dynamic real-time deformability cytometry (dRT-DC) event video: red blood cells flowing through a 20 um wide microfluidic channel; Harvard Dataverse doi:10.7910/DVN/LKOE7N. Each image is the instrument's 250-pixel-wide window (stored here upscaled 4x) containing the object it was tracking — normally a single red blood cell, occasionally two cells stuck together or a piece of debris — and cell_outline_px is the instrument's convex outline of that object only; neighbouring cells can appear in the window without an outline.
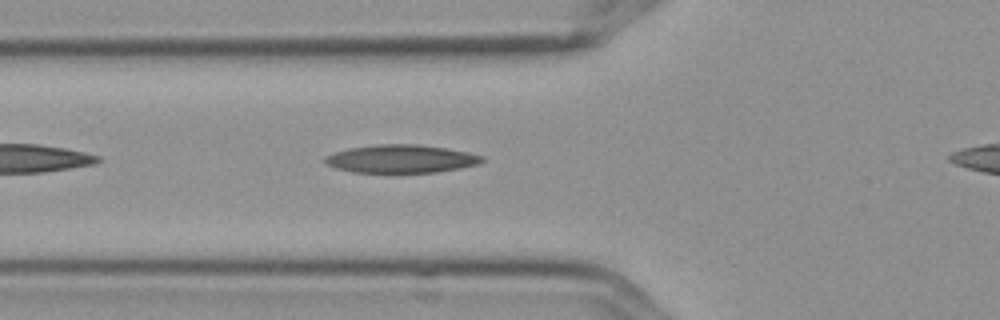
{"species": "Egyptian fruit bat (a non-hibernating species)", "species_latin": "Rousettus aegyptiacus", "temperature_condition": "cold", "stored_images_in_passage": 5, "camera_frame_rate_fps": 3000, "um_per_image_px": 0.085, "frame": {"image": 1, "passage_image": 4, "time_ms": 1.0, "image_size_px": [1000, 320], "cell_outline_px": [[484, 160], [480, 164], [460, 168], [436, 172], [352, 172], [336, 168], [328, 164], [324, 160], [324, 156], [348, 148], [376, 144], [420, 144], [468, 152], [484, 156]], "centroid_in_image_um": [34.11, 13.49], "position_along_channel_um": 91.7, "area_um2": 25.66}}